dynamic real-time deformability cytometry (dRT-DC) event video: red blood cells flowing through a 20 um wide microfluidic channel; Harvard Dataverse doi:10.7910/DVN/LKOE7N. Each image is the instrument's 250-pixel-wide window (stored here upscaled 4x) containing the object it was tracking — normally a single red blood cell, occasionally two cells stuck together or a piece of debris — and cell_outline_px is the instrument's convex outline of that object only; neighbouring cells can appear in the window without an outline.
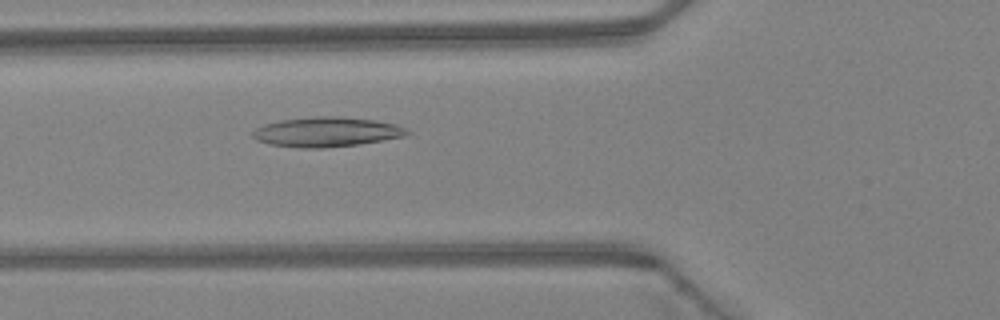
{"species": "Egyptian fruit bat (a non-hibernating species)", "species_latin": "Rousettus aegyptiacus", "temperature_condition": "warm", "stored_images_in_passage": 46, "camera_frame_rate_fps": 3000, "um_per_image_px": 0.085, "animal": {"sex": "female"}, "frame": {"image": 1, "passage_image": 17, "time_ms": 5.333, "image_size_px": [1000, 320], "cell_outline_px": [[412, 132], [404, 136], [360, 144], [324, 148], [304, 148], [268, 144], [256, 140], [252, 136], [252, 132], [256, 128], [264, 124], [280, 120], [316, 116], [336, 116], [376, 120], [396, 124]], "centroid_in_image_um": [27.74, 11.21], "position_along_channel_um": 98.1, "area_um2": 26.76}}
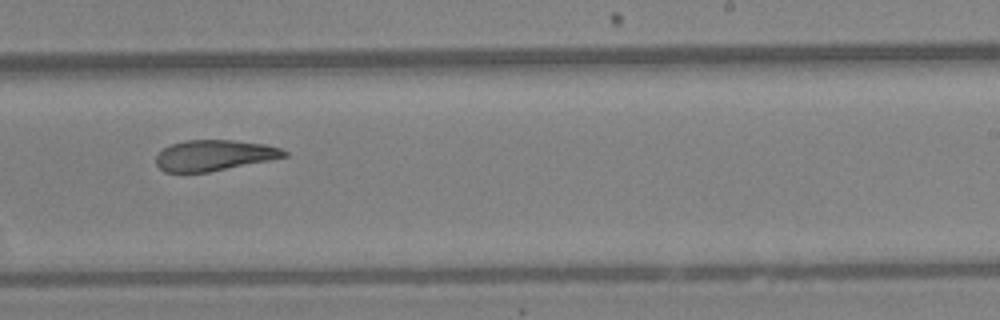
{"frame": {"image": 2, "passage_image": 29, "time_ms": 9.333, "image_size_px": [1000, 320], "cell_outline_px": [[288, 156], [272, 160], [208, 172], [164, 172], [156, 164], [156, 156], [164, 148], [172, 144], [184, 140], [232, 140], [264, 144], [280, 148], [288, 152]], "centroid_in_image_um": [18.22, 13.2], "position_along_channel_um": 270.8, "area_um2": 22.95}}
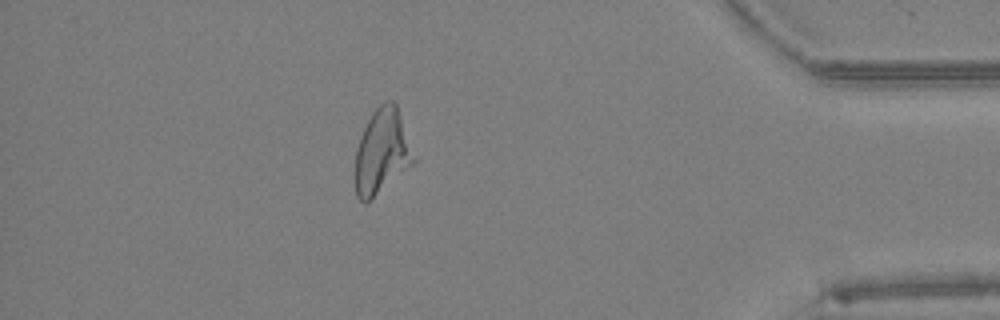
{"frame": {"image": 3, "passage_image": 41, "time_ms": 13.333, "image_size_px": [1000, 320], "cell_outline_px": [[416, 160], [412, 164], [364, 204], [356, 196], [356, 148], [360, 136], [372, 112], [384, 100], [392, 100], [396, 104]], "centroid_in_image_um": [32.45, 12.85], "position_along_channel_um": 402.8, "area_um2": 28.21}, "authors_computed_cell_mechanics": {"area_um2": 27.9463, "velocity_mm_per_s": 4.3349, "shape_relaxation_time_tau1_ms": null, "shape_relaxation_time_tau2_ms": 4.1718, "deformation_change_tau1": null, "deformation_change_tau2": 0.1381}}